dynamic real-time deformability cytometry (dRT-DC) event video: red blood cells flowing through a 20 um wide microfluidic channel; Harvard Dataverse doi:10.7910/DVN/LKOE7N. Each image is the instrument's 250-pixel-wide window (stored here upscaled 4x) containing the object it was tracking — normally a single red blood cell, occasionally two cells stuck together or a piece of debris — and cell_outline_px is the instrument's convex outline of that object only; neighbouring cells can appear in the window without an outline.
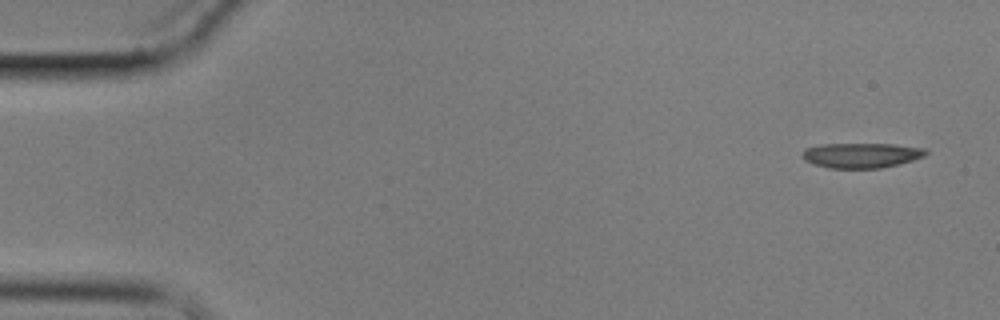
{"species": "common noctule bat (a hibernating species)", "species_latin": "Nyctalus noctula", "temperature_condition": "cold", "stored_images_in_passage": 6, "camera_frame_rate_fps": 3000, "um_per_image_px": 0.085, "animal": {"sex": "male", "body_mass_g": 17.9}, "frame": {"image": 1, "passage_image": 1, "time_ms": 0.0, "image_size_px": [1000, 320], "cell_outline_px": [[928, 152], [924, 156], [912, 160], [880, 168], [828, 168], [812, 164], [804, 160], [800, 156], [804, 148], [820, 144], [892, 144], [928, 148]], "centroid_in_image_um": [73.17, 13.19], "position_along_channel_um": 11.8, "area_um2": 18.15}}
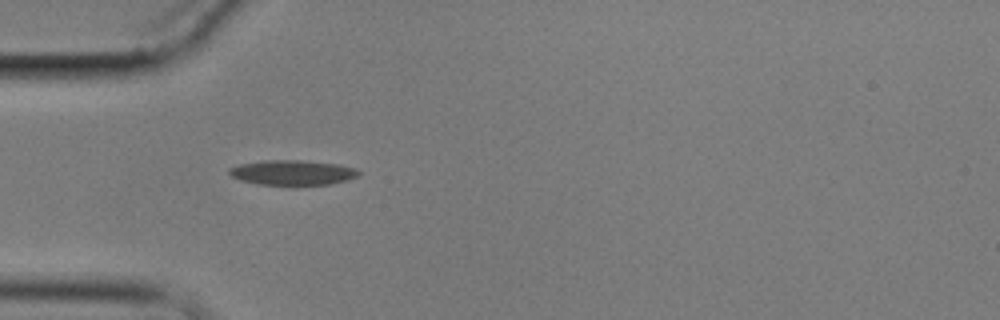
{"frame": {"image": 2, "passage_image": 5, "time_ms": 5.0, "image_size_px": [1000, 320], "cell_outline_px": [[360, 172], [356, 176], [348, 180], [332, 184], [256, 184], [240, 180], [232, 176], [228, 172], [228, 168], [236, 164], [260, 160], [300, 160], [340, 164], [356, 168]], "centroid_in_image_um": [24.83, 14.65], "position_along_channel_um": 60.2, "area_um2": 18.9}}
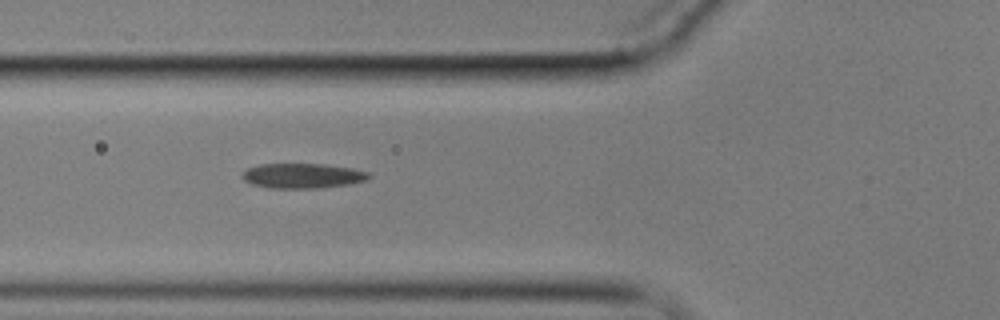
{"frame": {"image": 3, "passage_image": 6, "time_ms": 6.333, "image_size_px": [1000, 320], "cell_outline_px": [[372, 176], [368, 180], [348, 184], [316, 188], [268, 188], [252, 184], [244, 180], [240, 176], [248, 168], [260, 164], [324, 164], [352, 168], [368, 172]], "centroid_in_image_um": [25.72, 14.94], "position_along_channel_um": 100.1, "area_um2": 18.38}}